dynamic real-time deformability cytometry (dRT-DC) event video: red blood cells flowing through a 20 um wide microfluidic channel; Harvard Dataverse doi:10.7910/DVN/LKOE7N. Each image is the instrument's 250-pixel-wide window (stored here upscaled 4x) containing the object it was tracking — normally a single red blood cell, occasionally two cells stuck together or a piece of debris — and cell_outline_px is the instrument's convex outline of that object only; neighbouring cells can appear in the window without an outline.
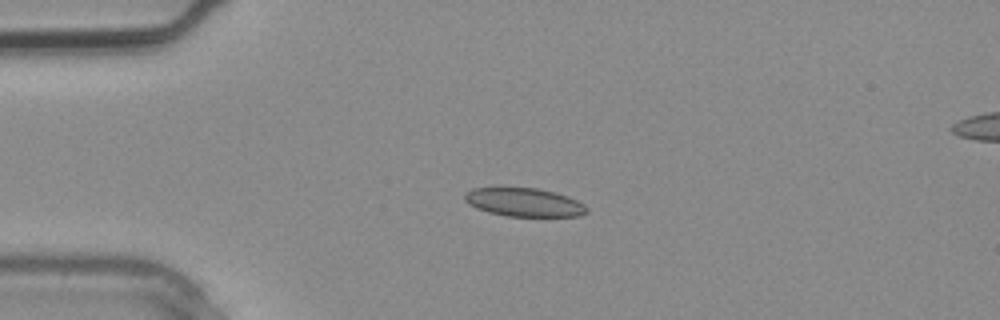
{"species": "common noctule bat (a hibernating species)", "species_latin": "Nyctalus noctula", "temperature_condition": "warm", "stored_images_in_passage": 3, "camera_frame_rate_fps": 3000, "um_per_image_px": 0.085, "animal": {"sex": "male", "body_mass_g": 20.4}, "frame": {"image": 1, "passage_image": 2, "time_ms": 0.333, "image_size_px": [1000, 320], "cell_outline_px": [[588, 212], [580, 216], [508, 216], [488, 212], [476, 208], [468, 204], [464, 200], [464, 196], [472, 188], [536, 188], [556, 192], [568, 196], [584, 204], [588, 208]], "centroid_in_image_um": [44.57, 17.2], "position_along_channel_um": 40.4, "area_um2": 20.23}}